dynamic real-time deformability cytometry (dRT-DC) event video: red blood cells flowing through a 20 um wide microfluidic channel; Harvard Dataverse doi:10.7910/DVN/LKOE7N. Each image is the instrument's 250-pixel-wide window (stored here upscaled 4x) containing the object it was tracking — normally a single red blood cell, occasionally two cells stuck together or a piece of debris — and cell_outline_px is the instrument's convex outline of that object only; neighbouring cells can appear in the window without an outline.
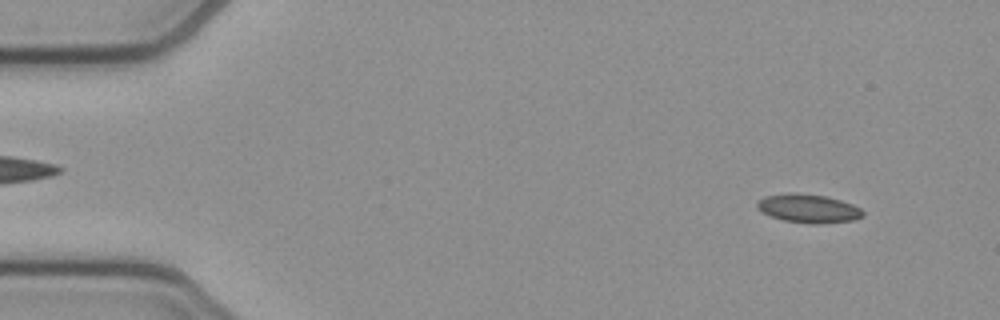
{"species": "common noctule bat (a hibernating species)", "species_latin": "Nyctalus noctula", "temperature_condition": "cold", "stored_images_in_passage": 51, "camera_frame_rate_fps": 3000, "um_per_image_px": 0.085, "animal": {"sex": "female", "body_mass_g": 21.9}, "frame": {"image": 1, "passage_image": 4, "time_ms": 1.0, "image_size_px": [1000, 320], "cell_outline_px": [[864, 216], [852, 220], [820, 224], [812, 224], [784, 220], [772, 216], [756, 208], [756, 200], [764, 196], [788, 192], [796, 192], [824, 196], [840, 200], [852, 204], [860, 208], [864, 212]], "centroid_in_image_um": [68.69, 17.7], "position_along_channel_um": 16.3, "area_um2": 17.69}}
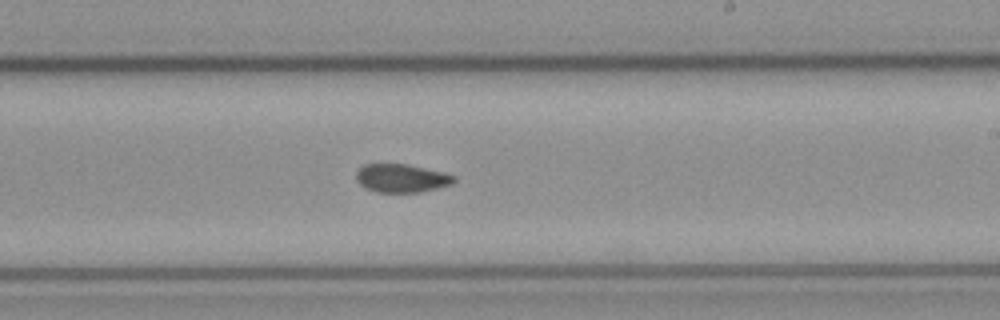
{"frame": {"image": 2, "passage_image": 30, "time_ms": 9.667, "image_size_px": [1000, 320], "cell_outline_px": [[456, 180], [452, 184], [420, 192], [376, 192], [360, 184], [356, 180], [356, 172], [364, 164], [408, 164], [444, 172], [456, 176]], "centroid_in_image_um": [34.15, 15.14], "position_along_channel_um": 254.9, "area_um2": 16.13}}
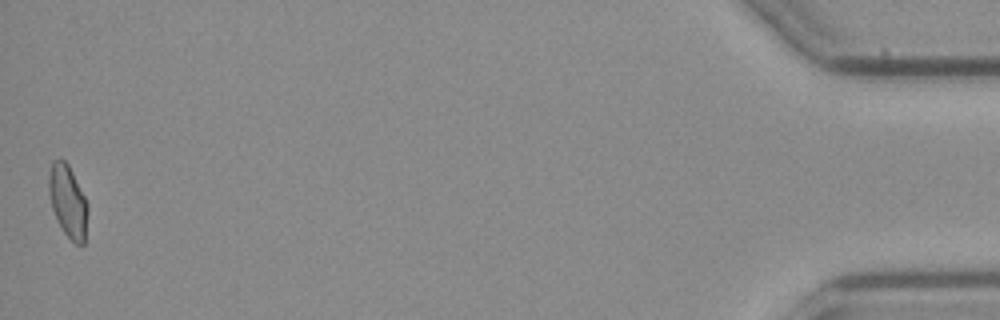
{"frame": {"image": 3, "passage_image": 51, "time_ms": 16.667, "image_size_px": [1000, 320], "cell_outline_px": [[88, 212], [84, 244], [76, 244], [64, 232], [56, 220], [52, 208], [48, 192], [48, 176], [52, 160], [60, 156], [68, 164], [88, 204]], "centroid_in_image_um": [5.75, 17.07], "position_along_channel_um": 429.5, "area_um2": 16.53}, "authors_computed_cell_mechanics": {"area_um2": 16.8776, "velocity_mm_per_s": 3.9253, "shape_relaxation_time_tau1_ms": null, "shape_relaxation_time_tau2_ms": 0.9551, "deformation_change_tau1": null, "deformation_change_tau2": 0.0525}}